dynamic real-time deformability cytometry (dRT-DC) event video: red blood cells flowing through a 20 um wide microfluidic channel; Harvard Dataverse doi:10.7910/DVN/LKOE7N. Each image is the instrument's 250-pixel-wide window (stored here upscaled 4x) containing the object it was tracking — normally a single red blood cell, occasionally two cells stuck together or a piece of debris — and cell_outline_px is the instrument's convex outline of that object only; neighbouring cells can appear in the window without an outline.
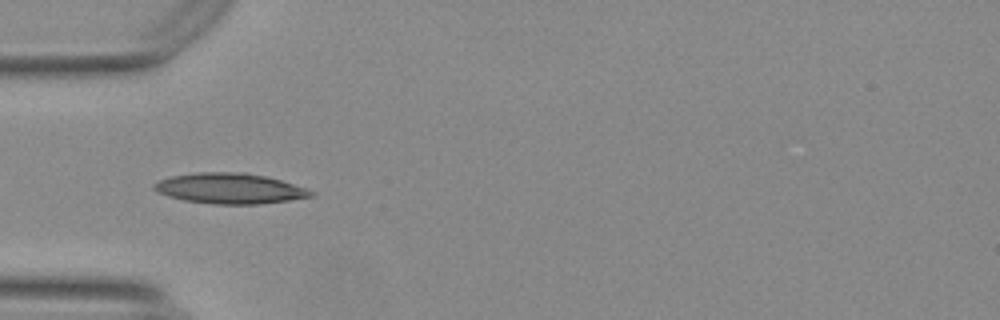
{"species": "Egyptian fruit bat (a non-hibernating species)", "species_latin": "Rousettus aegyptiacus", "temperature_condition": "warm", "stored_images_in_passage": 27, "camera_frame_rate_fps": 3000, "um_per_image_px": 0.085, "animal": {"sex": "female"}, "frame": {"image": 1, "passage_image": 5, "time_ms": 1.333, "image_size_px": [1000, 320], "cell_outline_px": [[316, 196], [260, 204], [212, 204], [184, 200], [168, 196], [156, 192], [152, 188], [152, 184], [160, 180], [172, 176], [196, 172], [244, 172], [264, 176], [280, 180], [316, 192]], "centroid_in_image_um": [19.5, 16.02], "position_along_channel_um": 65.5, "area_um2": 27.86}}
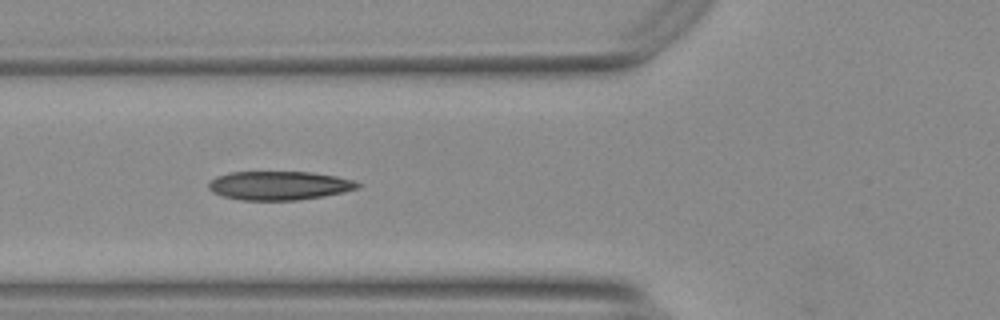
{"frame": {"image": 2, "passage_image": 8, "time_ms": 2.333, "image_size_px": [1000, 320], "cell_outline_px": [[360, 188], [344, 192], [324, 196], [296, 200], [240, 200], [224, 196], [212, 192], [208, 188], [208, 184], [216, 176], [232, 172], [312, 172], [336, 176], [352, 180], [360, 184]], "centroid_in_image_um": [23.74, 15.77], "position_along_channel_um": 102.1, "area_um2": 24.97}}